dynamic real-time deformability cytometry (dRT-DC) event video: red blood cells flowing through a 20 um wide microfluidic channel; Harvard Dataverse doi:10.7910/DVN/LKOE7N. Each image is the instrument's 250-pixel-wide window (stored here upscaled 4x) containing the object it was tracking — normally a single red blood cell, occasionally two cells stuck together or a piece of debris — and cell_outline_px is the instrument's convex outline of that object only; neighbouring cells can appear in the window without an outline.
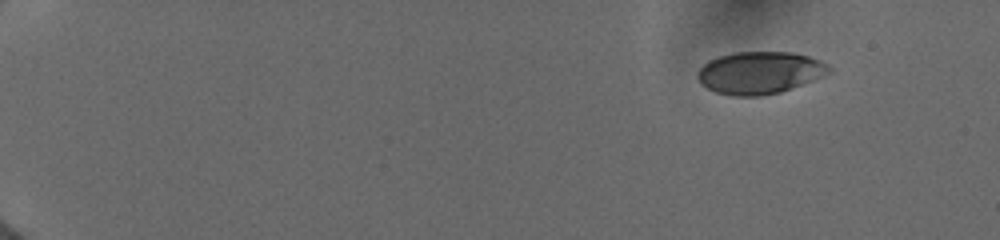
{"species": "human", "species_latin": "Homo sapiens", "temperature_condition": "cold", "stored_images_in_passage": 16, "camera_frame_rate_fps": 3000, "um_per_image_px": 0.085, "donor": {"sex": "female"}, "frame": {"image": 1, "passage_image": 1, "time_ms": 0.0, "image_size_px": [1000, 240], "cell_outline_px": [[832, 72], [824, 76], [780, 92], [760, 96], [732, 96], [716, 92], [700, 84], [696, 76], [700, 68], [708, 60], [720, 56], [736, 52], [792, 52], [808, 56], [820, 60], [828, 64], [832, 68]], "centroid_in_image_um": [64.58, 6.18], "position_along_channel_um": 20.4, "area_um2": 32.48}}
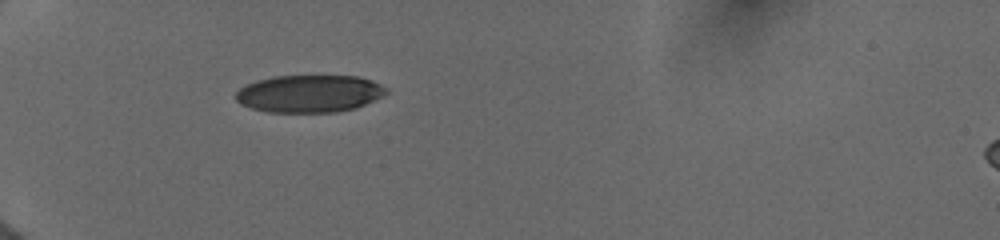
{"frame": {"image": 2, "passage_image": 15, "time_ms": 4.333, "image_size_px": [1000, 240], "cell_outline_px": [[388, 92], [384, 96], [356, 108], [336, 112], [268, 112], [252, 108], [240, 104], [236, 100], [236, 92], [240, 88], [256, 80], [272, 76], [360, 76], [372, 80], [388, 88]], "centroid_in_image_um": [26.33, 7.96], "position_along_channel_um": 58.7, "area_um2": 33.0}}